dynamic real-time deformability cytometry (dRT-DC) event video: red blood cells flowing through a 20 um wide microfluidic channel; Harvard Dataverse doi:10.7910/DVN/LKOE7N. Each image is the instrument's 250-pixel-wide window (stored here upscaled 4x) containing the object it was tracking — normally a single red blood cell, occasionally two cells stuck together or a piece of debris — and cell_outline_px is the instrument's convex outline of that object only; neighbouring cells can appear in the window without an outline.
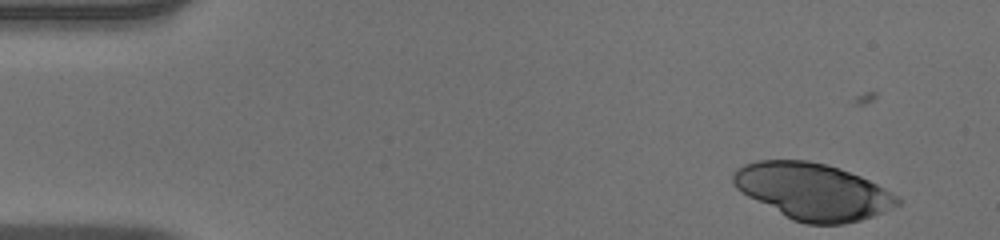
{"species": "human", "species_latin": "Homo sapiens", "temperature_condition": "warm", "stored_images_in_passage": 44, "camera_frame_rate_fps": 3000, "um_per_image_px": 0.085, "donor": {"sex": "male"}, "frame": {"image": 1, "passage_image": 1, "time_ms": 0.0, "image_size_px": [1000, 240], "cell_outline_px": [[900, 204], [884, 212], [860, 220], [844, 224], [808, 224], [792, 220], [748, 196], [736, 188], [732, 184], [732, 172], [736, 168], [744, 164], [756, 160], [808, 160], [840, 168], [860, 176], [900, 196]], "centroid_in_image_um": [69.08, 16.26], "position_along_channel_um": 15.9, "area_um2": 54.04}}
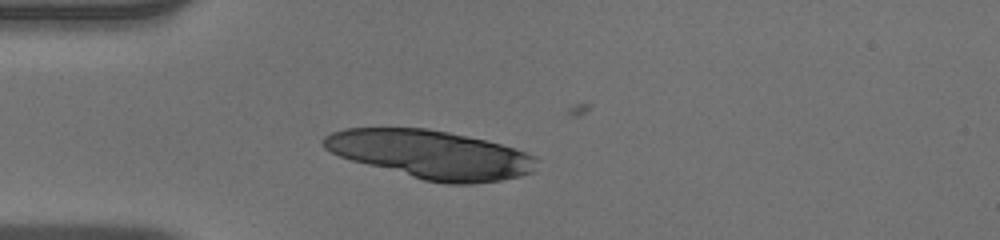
{"frame": {"image": 2, "passage_image": 11, "time_ms": 3.333, "image_size_px": [1000, 240], "cell_outline_px": [[536, 172], [520, 176], [500, 180], [472, 184], [448, 184], [424, 180], [352, 160], [340, 156], [324, 148], [320, 140], [324, 136], [332, 132], [344, 128], [428, 128], [488, 140], [536, 156]], "centroid_in_image_um": [36.63, 13.12], "position_along_channel_um": 48.4, "area_um2": 59.88}}